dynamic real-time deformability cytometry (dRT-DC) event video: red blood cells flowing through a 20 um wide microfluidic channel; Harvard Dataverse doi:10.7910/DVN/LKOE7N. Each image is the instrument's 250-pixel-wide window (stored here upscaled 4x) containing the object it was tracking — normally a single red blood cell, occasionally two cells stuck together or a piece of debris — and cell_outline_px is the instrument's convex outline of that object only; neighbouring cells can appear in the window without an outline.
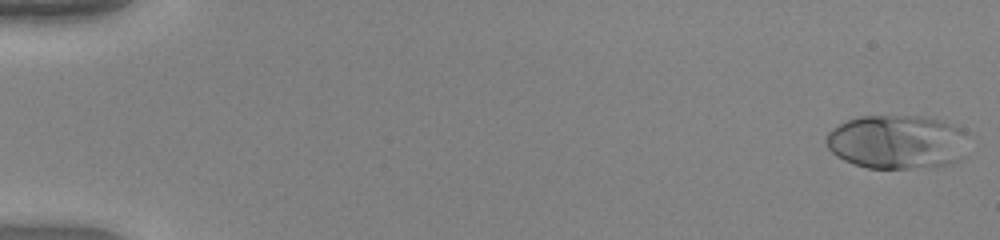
{"species": "human", "species_latin": "Homo sapiens", "temperature_condition": "warm", "stored_images_in_passage": 50, "camera_frame_rate_fps": 3000, "um_per_image_px": 0.085, "donor": {"sex": "female"}, "frame": {"image": 1, "passage_image": 1, "time_ms": 0.0, "image_size_px": [1000, 240], "cell_outline_px": [[968, 136], [964, 156], [960, 160], [952, 164], [932, 168], [868, 168], [844, 160], [836, 156], [828, 148], [824, 140], [828, 132], [832, 128], [848, 120], [860, 116], [920, 116], [944, 120], [956, 124]], "centroid_in_image_um": [76.3, 12.07], "position_along_channel_um": 8.7, "area_um2": 45.49}}
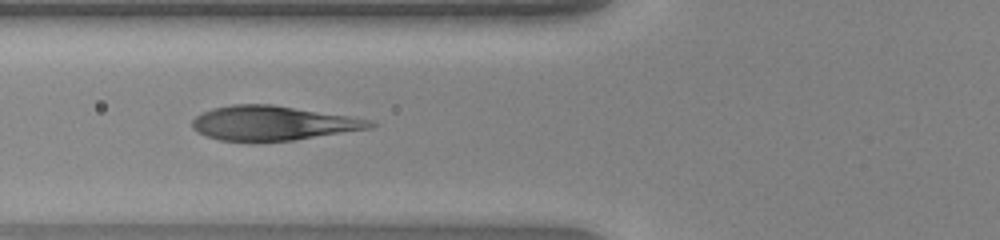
{"frame": {"image": 2, "passage_image": 20, "time_ms": 6.333, "image_size_px": [1000, 240], "cell_outline_px": [[380, 124], [372, 128], [296, 140], [252, 144], [220, 140], [204, 136], [196, 132], [192, 128], [192, 120], [196, 116], [212, 108], [232, 104], [272, 104], [348, 116], [372, 120]], "centroid_in_image_um": [23.17, 10.5], "position_along_channel_um": 102.6, "area_um2": 36.65}}
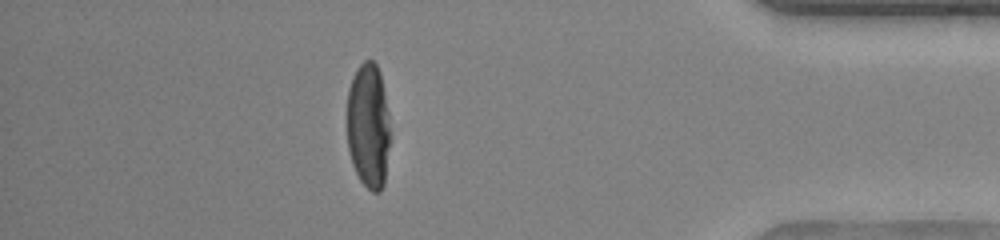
{"frame": {"image": 3, "passage_image": 44, "time_ms": 14.333, "image_size_px": [1000, 240], "cell_outline_px": [[388, 148], [384, 184], [380, 192], [372, 192], [360, 180], [352, 164], [348, 148], [348, 88], [352, 76], [356, 68], [364, 60], [372, 60], [376, 64], [380, 72], [388, 112]], "centroid_in_image_um": [31.29, 10.67], "position_along_channel_um": 403.9, "area_um2": 31.21}}